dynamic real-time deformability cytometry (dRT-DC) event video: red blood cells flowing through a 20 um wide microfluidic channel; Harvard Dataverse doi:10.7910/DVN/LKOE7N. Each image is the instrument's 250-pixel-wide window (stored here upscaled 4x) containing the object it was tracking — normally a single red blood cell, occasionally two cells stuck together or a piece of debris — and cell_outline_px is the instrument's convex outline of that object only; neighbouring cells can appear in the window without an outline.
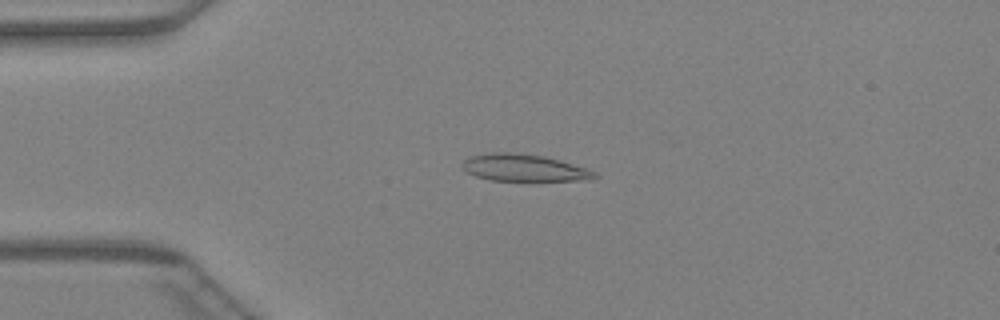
{"species": "Egyptian fruit bat (a non-hibernating species)", "species_latin": "Rousettus aegyptiacus", "temperature_condition": "warm", "stored_images_in_passage": 27, "camera_frame_rate_fps": 3000, "um_per_image_px": 0.085, "animal": {"sex": "female"}, "frame": {"image": 1, "passage_image": 12, "time_ms": 3.667, "image_size_px": [1000, 320], "cell_outline_px": [[600, 176], [592, 180], [488, 180], [476, 176], [468, 172], [464, 168], [464, 160], [472, 156], [488, 152], [516, 152], [544, 156], [560, 160], [596, 172]], "centroid_in_image_um": [44.57, 14.25], "position_along_channel_um": 40.4, "area_um2": 20.63}}
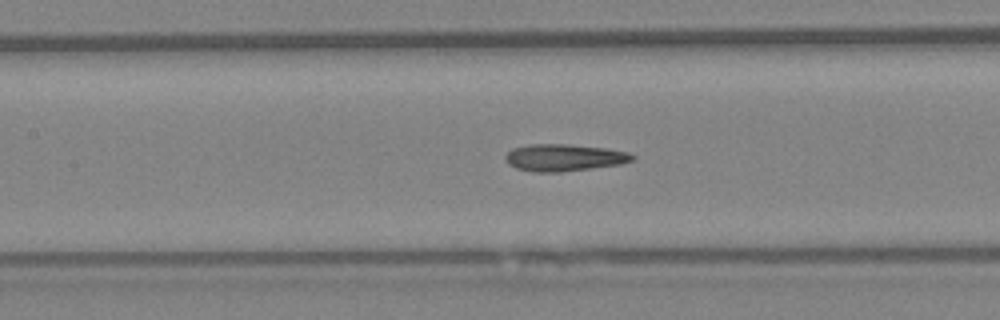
{"frame": {"image": 2, "passage_image": 22, "time_ms": 7.0, "image_size_px": [1000, 320], "cell_outline_px": [[636, 156], [632, 160], [620, 164], [592, 168], [560, 172], [532, 172], [516, 168], [508, 164], [504, 160], [504, 156], [512, 148], [528, 144], [568, 144], [604, 148], [628, 152]], "centroid_in_image_um": [47.89, 13.39], "position_along_channel_um": 159.5, "area_um2": 20.06}}
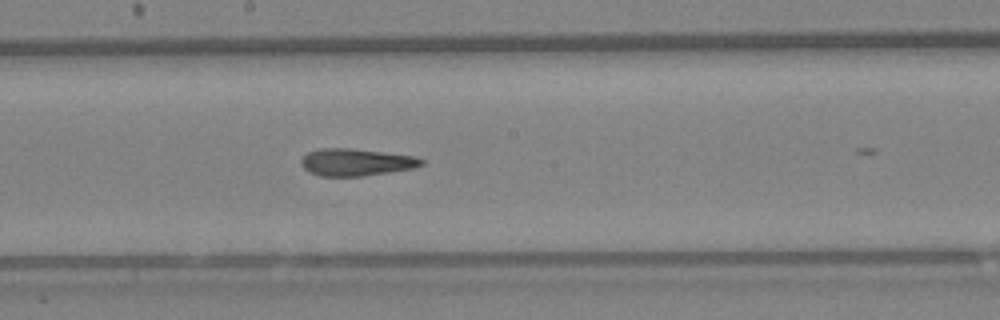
{"frame": {"image": 3, "passage_image": 26, "time_ms": 8.333, "image_size_px": [1000, 320], "cell_outline_px": [[424, 164], [412, 168], [364, 176], [320, 176], [304, 168], [300, 164], [300, 160], [308, 152], [320, 148], [348, 148], [384, 152], [416, 156], [424, 160]], "centroid_in_image_um": [30.27, 13.78], "position_along_channel_um": 217.9, "area_um2": 18.96}}